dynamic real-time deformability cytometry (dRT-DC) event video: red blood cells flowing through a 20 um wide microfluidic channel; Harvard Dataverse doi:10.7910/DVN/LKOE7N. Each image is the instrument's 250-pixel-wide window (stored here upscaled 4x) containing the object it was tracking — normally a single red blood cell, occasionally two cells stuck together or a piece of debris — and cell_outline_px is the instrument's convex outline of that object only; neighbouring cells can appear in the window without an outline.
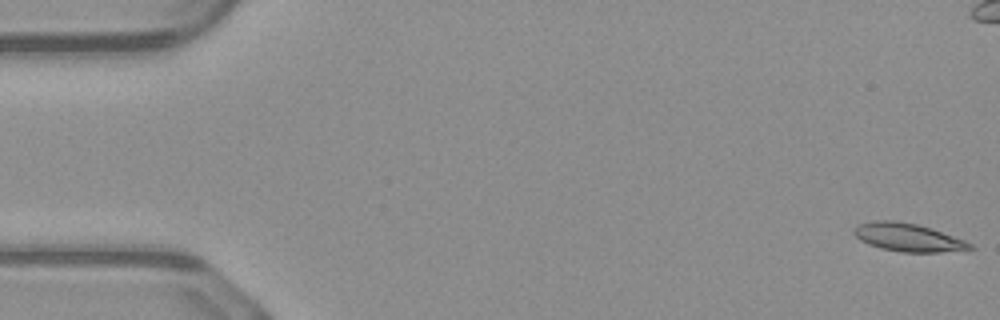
{"species": "common noctule bat (a hibernating species)", "species_latin": "Nyctalus noctula", "temperature_condition": "warm", "stored_images_in_passage": 51, "camera_frame_rate_fps": 3000, "um_per_image_px": 0.085, "animal": {"sex": "male", "body_mass_g": 23.1, "forearm_length_mm": 52.7}, "frame": {"image": 1, "passage_image": 1, "time_ms": 0.0, "image_size_px": [1000, 320], "cell_outline_px": [[976, 248], [940, 252], [900, 252], [880, 248], [868, 244], [860, 240], [852, 232], [860, 224], [876, 220], [896, 220], [916, 224], [964, 240], [972, 244]], "centroid_in_image_um": [77.15, 20.18], "position_along_channel_um": 7.8, "area_um2": 18.67}}
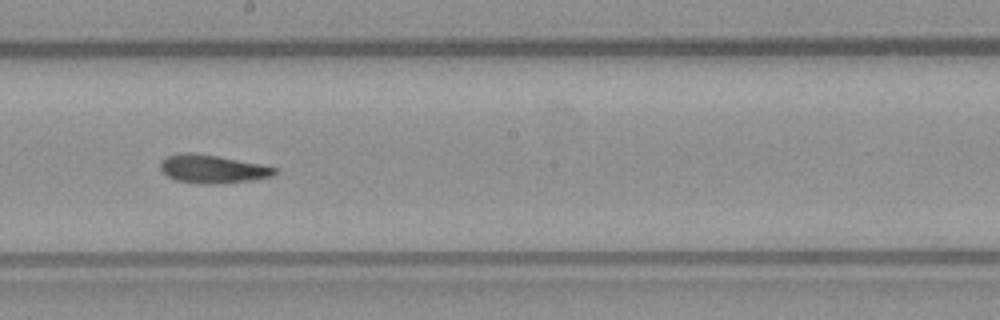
{"frame": {"image": 2, "passage_image": 28, "time_ms": 9.0, "image_size_px": [1000, 320], "cell_outline_px": [[276, 172], [272, 176], [252, 180], [212, 184], [200, 184], [176, 180], [168, 176], [160, 168], [160, 160], [164, 156], [180, 152], [192, 152], [216, 156], [260, 164], [276, 168]], "centroid_in_image_um": [17.99, 14.35], "position_along_channel_um": 230.2, "area_um2": 18.79}}
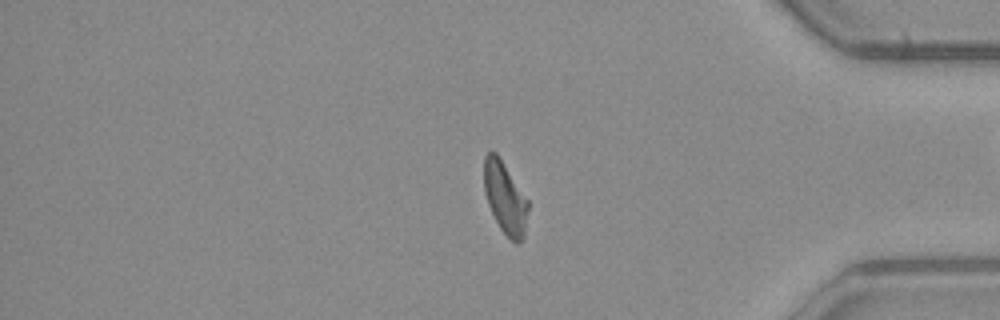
{"frame": {"image": 3, "passage_image": 42, "time_ms": 13.667, "image_size_px": [1000, 320], "cell_outline_px": [[528, 208], [524, 236], [516, 244], [500, 228], [488, 204], [484, 192], [484, 156], [488, 152], [496, 152], [528, 200]], "centroid_in_image_um": [42.92, 16.8], "position_along_channel_um": 392.3, "area_um2": 18.09}, "authors_computed_cell_mechanics": {"area_um2": 18.7272, "velocity_mm_per_s": 4.0829, "shape_relaxation_time_tau1_ms": 6.951, "shape_relaxation_time_tau2_ms": 2.7239, "deformation_change_tau1": 0.2039, "deformation_change_tau2": 0.1036}}